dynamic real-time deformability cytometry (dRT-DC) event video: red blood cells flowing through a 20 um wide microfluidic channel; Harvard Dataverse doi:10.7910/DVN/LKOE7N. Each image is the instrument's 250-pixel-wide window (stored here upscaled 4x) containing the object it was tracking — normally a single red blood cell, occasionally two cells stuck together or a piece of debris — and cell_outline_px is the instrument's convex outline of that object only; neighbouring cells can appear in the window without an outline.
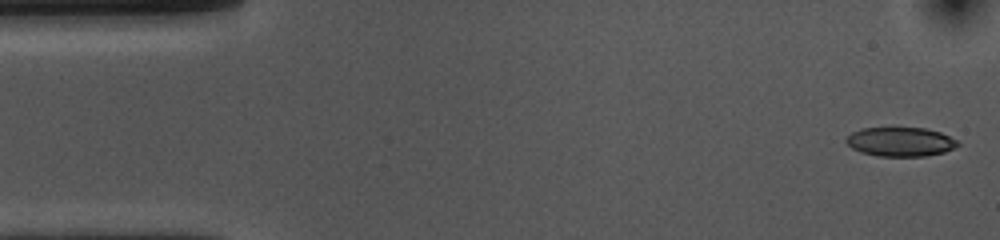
{"species": "common noctule bat (a hibernating species)", "species_latin": "Nyctalus noctula", "temperature_condition": "cold", "stored_images_in_passage": 52, "camera_frame_rate_fps": 3000, "um_per_image_px": 0.085, "animal": {"sex": "female", "body_mass_g": 10.0, "forearm_length_mm": 53.1}, "frame": {"image": 1, "passage_image": 1, "time_ms": 0.0, "image_size_px": [1000, 240], "cell_outline_px": [[960, 144], [944, 152], [924, 156], [876, 156], [860, 152], [852, 148], [844, 140], [852, 132], [860, 128], [924, 128], [940, 132], [956, 140]], "centroid_in_image_um": [76.5, 12.05], "position_along_channel_um": 8.5, "area_um2": 18.84}}
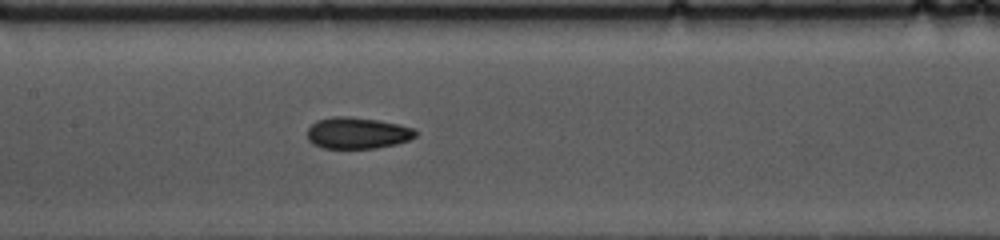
{"frame": {"image": 2, "passage_image": 23, "time_ms": 7.333, "image_size_px": [1000, 240], "cell_outline_px": [[416, 136], [408, 140], [396, 144], [376, 148], [324, 148], [312, 144], [308, 140], [308, 128], [316, 120], [332, 116], [348, 116], [376, 120], [400, 124], [412, 128], [416, 132]], "centroid_in_image_um": [30.35, 11.3], "position_along_channel_um": 177.1, "area_um2": 19.83}}
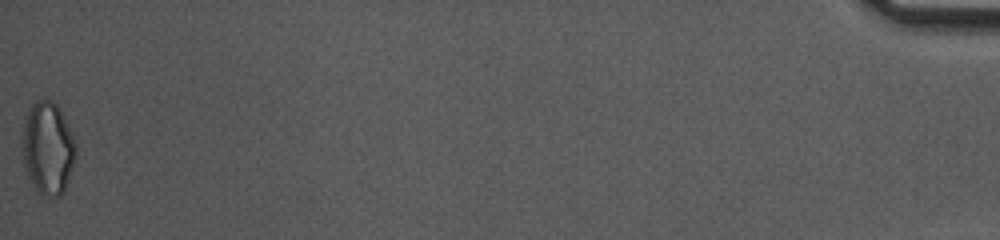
{"frame": {"image": 3, "passage_image": 52, "time_ms": 17.0, "image_size_px": [1000, 240], "cell_outline_px": [[76, 156], [64, 192], [60, 196], [52, 196], [40, 192], [32, 184], [24, 164], [24, 116], [32, 104], [36, 100], [52, 100], [56, 104], [76, 144]], "centroid_in_image_um": [4.08, 12.59], "position_along_channel_um": 431.1, "area_um2": 28.03}, "authors_computed_cell_mechanics": {"area_um2": 20.0855, "velocity_mm_per_s": 3.7268, "shape_relaxation_time_tau1_ms": 5.3645, "shape_relaxation_time_tau2_ms": 3.5609, "deformation_change_tau1": 0.1167, "deformation_change_tau2": 0.0799}}